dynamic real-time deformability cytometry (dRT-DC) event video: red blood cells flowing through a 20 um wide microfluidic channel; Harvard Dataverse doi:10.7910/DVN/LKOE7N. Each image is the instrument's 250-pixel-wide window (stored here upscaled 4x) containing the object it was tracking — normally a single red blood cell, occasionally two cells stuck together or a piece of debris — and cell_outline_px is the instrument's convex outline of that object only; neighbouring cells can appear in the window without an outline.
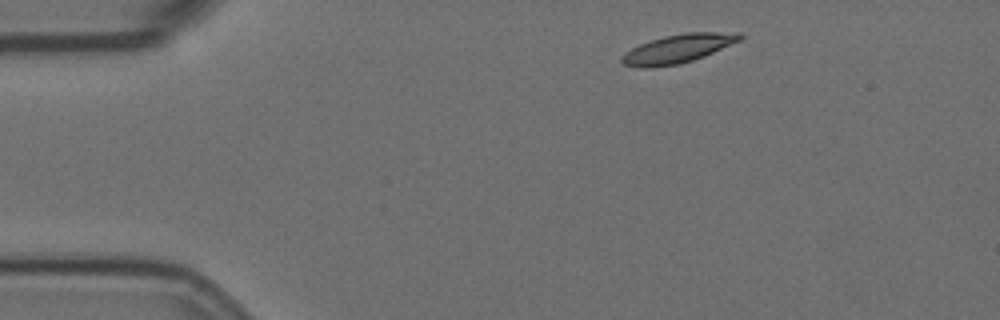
{"species": "Egyptian fruit bat (a non-hibernating species)", "species_latin": "Rousettus aegyptiacus", "temperature_condition": "room temperature", "stored_images_in_passage": 3, "camera_frame_rate_fps": 3000, "um_per_image_px": 0.085, "animal": {"sex": "female"}, "frame": {"image": 1, "passage_image": 1, "time_ms": 0.0, "image_size_px": [1000, 320], "cell_outline_px": [[744, 36], [740, 40], [704, 56], [680, 64], [648, 68], [644, 68], [620, 64], [620, 56], [624, 52], [640, 44], [664, 36], [684, 32], [740, 32]], "centroid_in_image_um": [57.59, 4.14], "position_along_channel_um": 27.4, "area_um2": 19.77}}